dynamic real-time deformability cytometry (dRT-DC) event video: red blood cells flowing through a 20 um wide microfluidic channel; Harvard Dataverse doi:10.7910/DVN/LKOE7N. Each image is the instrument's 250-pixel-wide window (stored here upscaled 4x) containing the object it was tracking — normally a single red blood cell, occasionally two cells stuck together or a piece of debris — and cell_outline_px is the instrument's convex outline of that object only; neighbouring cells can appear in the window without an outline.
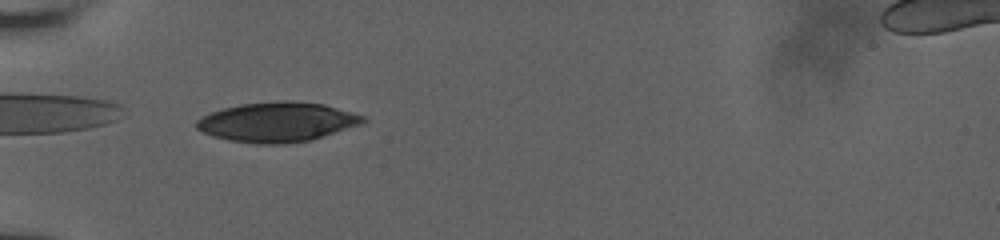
{"species": "human", "species_latin": "Homo sapiens", "temperature_condition": "room temperature", "stored_images_in_passage": 4, "camera_frame_rate_fps": 3000, "um_per_image_px": 0.085, "donor": {"sex": "male"}, "frame": {"image": 1, "passage_image": 1, "time_ms": 0.0, "image_size_px": [1000, 240], "cell_outline_px": [[368, 120], [360, 124], [308, 140], [284, 144], [256, 144], [228, 140], [212, 136], [196, 128], [196, 120], [212, 112], [224, 108], [240, 104], [280, 100], [292, 100], [324, 104], [368, 116]], "centroid_in_image_um": [23.57, 10.36], "position_along_channel_um": 61.4, "area_um2": 38.44}}
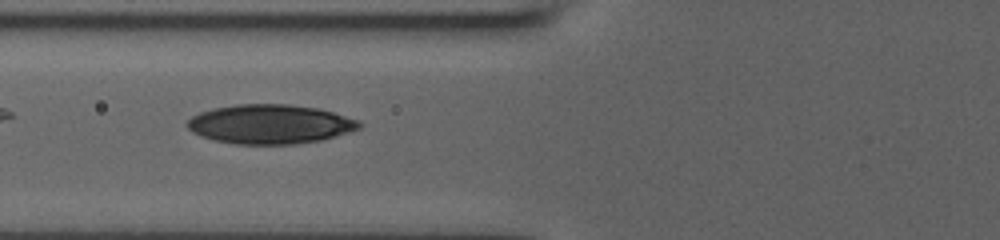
{"frame": {"image": 2, "passage_image": 3, "time_ms": 1.333, "image_size_px": [1000, 240], "cell_outline_px": [[364, 124], [360, 128], [336, 136], [320, 140], [296, 144], [236, 144], [212, 140], [200, 136], [192, 132], [184, 124], [192, 116], [200, 112], [212, 108], [236, 104], [288, 104], [316, 108], [332, 112], [360, 120]], "centroid_in_image_um": [22.93, 10.55], "position_along_channel_um": 102.9, "area_um2": 39.59}}